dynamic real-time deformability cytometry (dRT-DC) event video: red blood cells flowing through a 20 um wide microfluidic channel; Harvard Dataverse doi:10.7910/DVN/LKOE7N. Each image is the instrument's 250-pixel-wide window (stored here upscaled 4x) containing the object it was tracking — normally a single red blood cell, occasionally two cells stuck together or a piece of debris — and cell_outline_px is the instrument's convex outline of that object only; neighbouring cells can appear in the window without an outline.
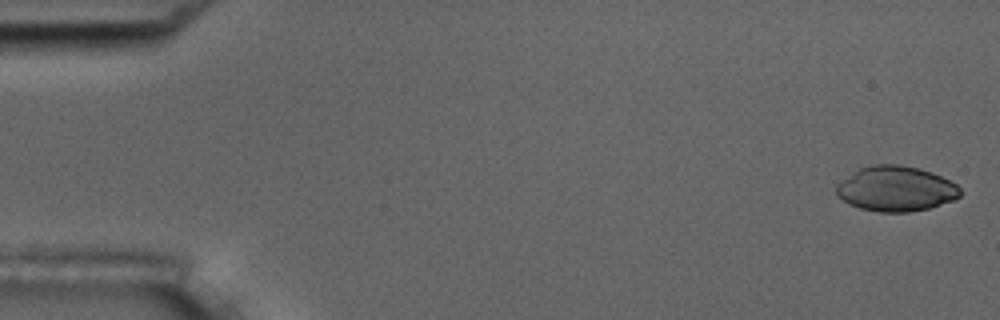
{"species": "common noctule bat (a hibernating species)", "species_latin": "Nyctalus noctula", "temperature_condition": "room temperature", "stored_images_in_passage": 5, "camera_frame_rate_fps": 3000, "um_per_image_px": 0.085, "animal": {"sex": "male", "body_mass_g": 17.5, "forearm_length_mm": 52.3}, "frame": {"image": 1, "passage_image": 1, "time_ms": 0.0, "image_size_px": [1000, 320], "cell_outline_px": [[960, 196], [952, 200], [928, 208], [908, 212], [880, 212], [860, 208], [848, 204], [836, 196], [836, 184], [840, 180], [860, 168], [872, 164], [900, 164], [920, 168], [932, 172], [956, 184], [960, 188]], "centroid_in_image_um": [76.1, 16.03], "position_along_channel_um": 8.9, "area_um2": 32.66}}